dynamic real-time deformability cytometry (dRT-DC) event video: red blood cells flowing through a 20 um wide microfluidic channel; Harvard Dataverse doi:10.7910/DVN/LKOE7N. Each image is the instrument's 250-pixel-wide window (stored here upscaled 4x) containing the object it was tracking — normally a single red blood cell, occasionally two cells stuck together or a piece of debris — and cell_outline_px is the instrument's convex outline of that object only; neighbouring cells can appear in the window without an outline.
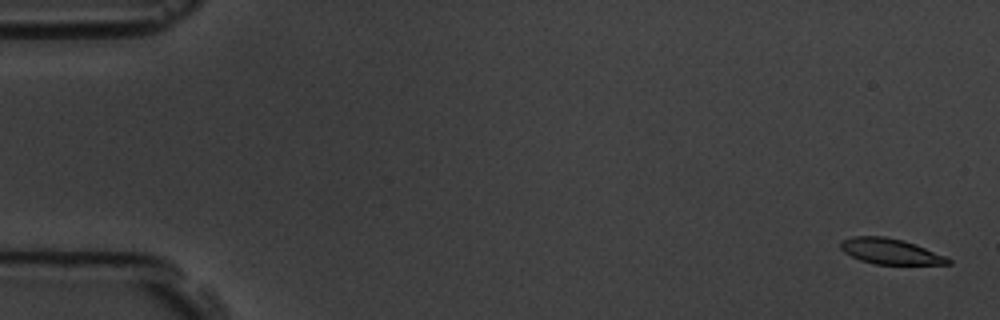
{"species": "common noctule bat (a hibernating species)", "species_latin": "Nyctalus noctula", "temperature_condition": "room temperature", "stored_images_in_passage": 59, "camera_frame_rate_fps": 3000, "um_per_image_px": 0.085, "animal": {"sex": "male", "body_mass_g": 19.5, "forearm_length_mm": 54.6}, "frame": {"image": 1, "passage_image": 2, "time_ms": 0.333, "image_size_px": [1000, 320], "cell_outline_px": [[952, 264], [876, 264], [860, 260], [844, 252], [840, 248], [840, 244], [844, 240], [852, 236], [884, 236], [904, 240], [916, 244], [944, 256], [952, 260]], "centroid_in_image_um": [75.68, 21.36], "position_along_channel_um": 9.3, "area_um2": 15.9}}
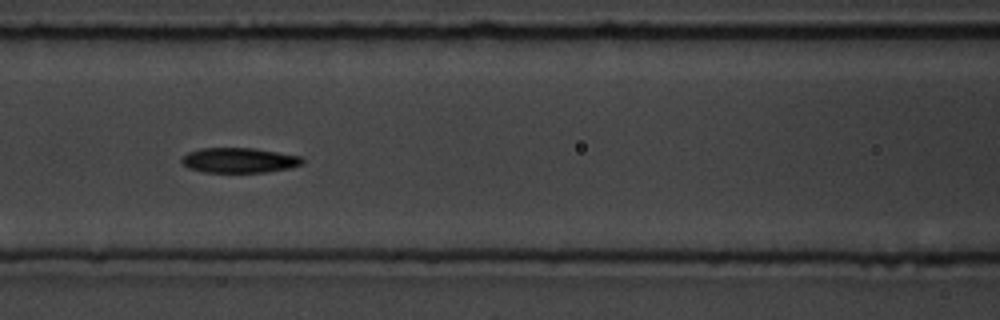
{"frame": {"image": 2, "passage_image": 26, "time_ms": 8.333, "image_size_px": [1000, 320], "cell_outline_px": [[304, 164], [292, 168], [264, 172], [204, 172], [188, 168], [180, 160], [188, 152], [200, 148], [252, 148], [300, 156], [304, 160]], "centroid_in_image_um": [20.34, 13.63], "position_along_channel_um": 146.3, "area_um2": 17.57}}
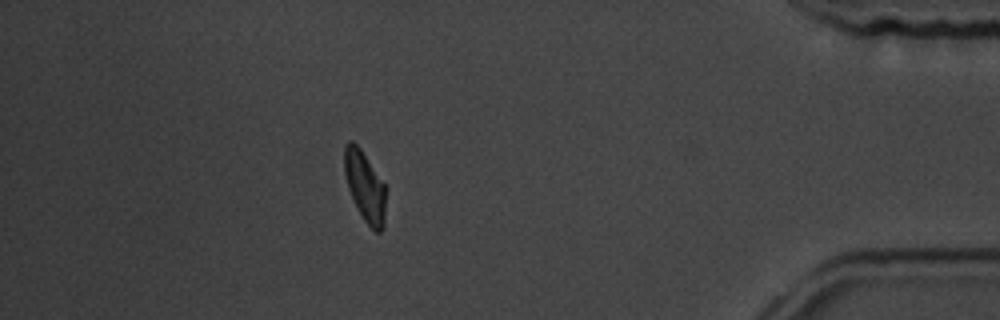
{"frame": {"image": 3, "passage_image": 52, "time_ms": 17.0, "image_size_px": [1000, 320], "cell_outline_px": [[388, 188], [384, 228], [380, 232], [376, 232], [364, 220], [356, 208], [348, 188], [344, 172], [344, 144], [348, 140], [352, 140], [360, 148]], "centroid_in_image_um": [31.05, 15.86], "position_along_channel_um": 404.1, "area_um2": 17.51}, "authors_computed_cell_mechanics": {"area_um2": 17.5712, "velocity_mm_per_s": 3.5107, "shape_relaxation_time_tau1_ms": 2.8676, "shape_relaxation_time_tau2_ms": 5.0003, "deformation_change_tau1": 0.1614, "deformation_change_tau2": 0.1171}}